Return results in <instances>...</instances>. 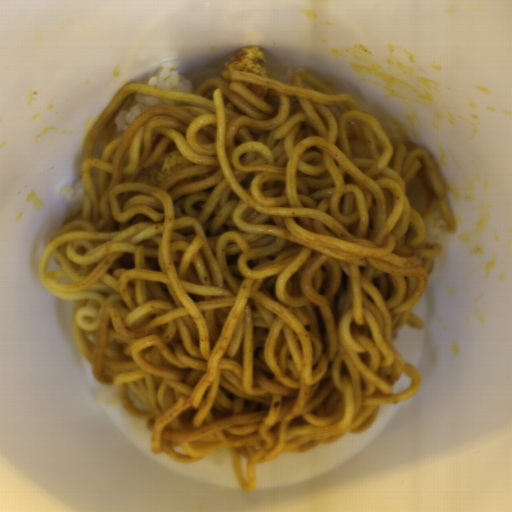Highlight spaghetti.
I'll return each mask as SVG.
<instances>
[{
    "label": "spaghetti",
    "instance_id": "c7327b10",
    "mask_svg": "<svg viewBox=\"0 0 512 512\" xmlns=\"http://www.w3.org/2000/svg\"><path fill=\"white\" fill-rule=\"evenodd\" d=\"M268 87L264 98L242 84ZM182 100L114 119L136 93ZM174 142L194 163L138 174ZM84 196L42 250L44 288L99 383L183 463L228 449L245 492L257 464L363 433L414 395L394 345L457 233L428 149L389 136L348 93L229 70L193 93L118 89L81 150Z\"/></svg>",
    "mask_w": 512,
    "mask_h": 512
}]
</instances>
